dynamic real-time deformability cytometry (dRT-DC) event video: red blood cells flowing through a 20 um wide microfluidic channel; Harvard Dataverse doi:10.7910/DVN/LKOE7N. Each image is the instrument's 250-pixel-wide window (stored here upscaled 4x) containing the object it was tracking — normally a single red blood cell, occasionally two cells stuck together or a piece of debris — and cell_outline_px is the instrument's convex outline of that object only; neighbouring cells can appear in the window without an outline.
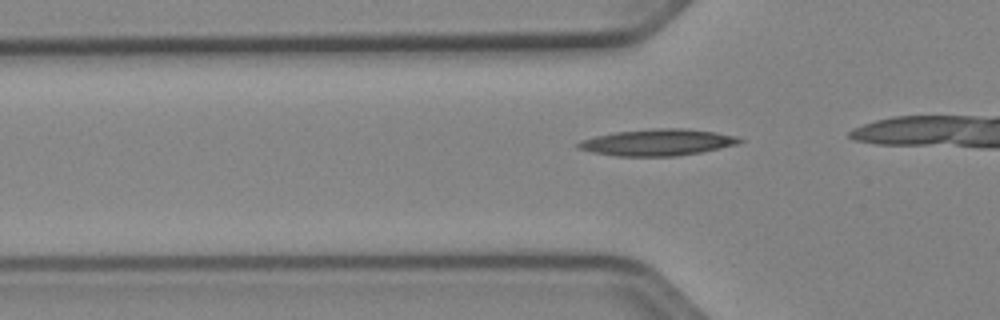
{"species": "Egyptian fruit bat (a non-hibernating species)", "species_latin": "Rousettus aegyptiacus", "temperature_condition": "cold", "stored_images_in_passage": 36, "camera_frame_rate_fps": 3000, "um_per_image_px": 0.085, "animal": {"sex": "female"}, "frame": {"image": 1, "passage_image": 12, "time_ms": 3.667, "image_size_px": [1000, 320], "cell_outline_px": [[744, 140], [736, 144], [720, 148], [700, 152], [676, 156], [616, 156], [592, 152], [576, 148], [576, 144], [580, 140], [596, 136], [616, 132], [656, 128], [684, 128], [716, 132], [740, 136]], "centroid_in_image_um": [55.9, 12.1], "position_along_channel_um": 69.9, "area_um2": 24.97}}
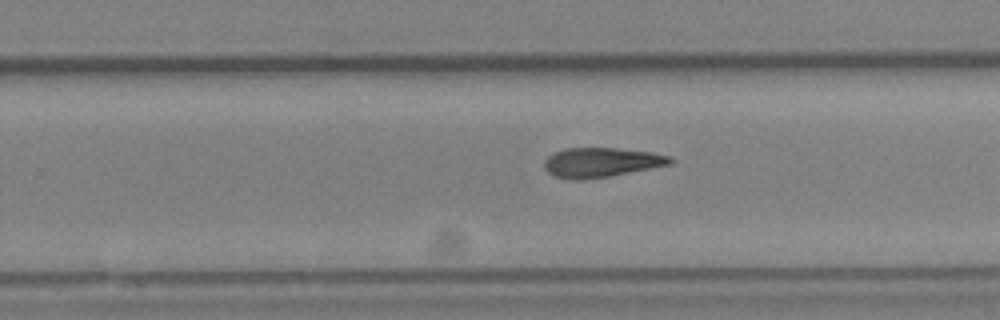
{"frame": {"image": 2, "passage_image": 28, "time_ms": 9.0, "image_size_px": [1000, 320], "cell_outline_px": [[676, 160], [672, 164], [608, 176], [584, 180], [572, 180], [556, 176], [548, 172], [544, 168], [544, 160], [548, 156], [564, 148], [616, 148], [652, 152], [672, 156]], "centroid_in_image_um": [51.13, 13.8], "position_along_channel_um": 278.7, "area_um2": 21.73}}
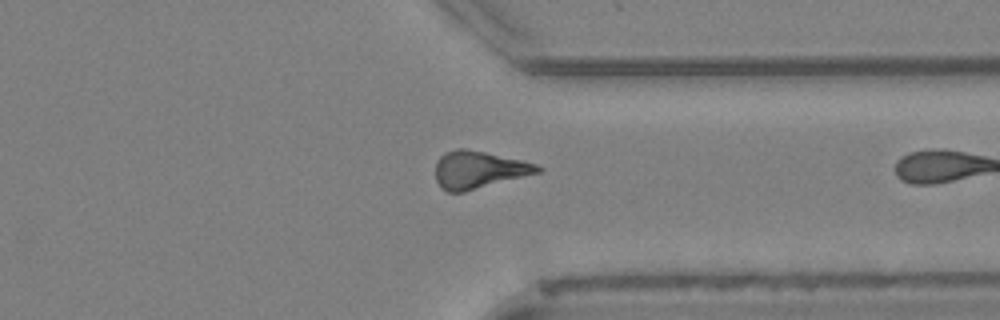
{"frame": {"image": 3, "passage_image": 35, "time_ms": 11.333, "image_size_px": [1000, 320], "cell_outline_px": [[544, 168], [540, 172], [464, 192], [448, 192], [436, 180], [436, 160], [444, 152], [456, 148], [464, 148], [524, 160], [536, 164]], "centroid_in_image_um": [40.7, 14.41], "position_along_channel_um": 370.7, "area_um2": 22.2}}